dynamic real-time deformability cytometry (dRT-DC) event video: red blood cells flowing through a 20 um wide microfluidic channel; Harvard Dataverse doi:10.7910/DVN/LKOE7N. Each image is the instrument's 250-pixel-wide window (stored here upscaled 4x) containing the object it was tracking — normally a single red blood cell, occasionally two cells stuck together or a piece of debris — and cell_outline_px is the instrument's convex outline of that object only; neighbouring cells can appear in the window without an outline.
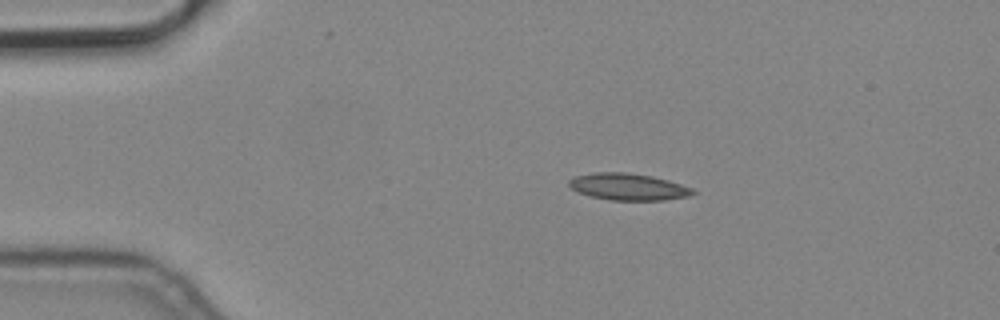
{"species": "common noctule bat (a hibernating species)", "species_latin": "Nyctalus noctula", "temperature_condition": "cold", "stored_images_in_passage": 2, "camera_frame_rate_fps": 3000, "um_per_image_px": 0.085, "animal": {"sex": "male", "body_mass_g": 19.2, "forearm_length_mm": 51.8}, "frame": {"image": 1, "passage_image": 1, "time_ms": 0.0, "image_size_px": [1000, 320], "cell_outline_px": [[696, 192], [688, 196], [664, 200], [608, 200], [592, 196], [580, 192], [572, 188], [568, 184], [568, 180], [576, 176], [592, 172], [628, 172], [652, 176], [668, 180], [692, 188]], "centroid_in_image_um": [53.39, 15.87], "position_along_channel_um": 31.6, "area_um2": 19.25}}